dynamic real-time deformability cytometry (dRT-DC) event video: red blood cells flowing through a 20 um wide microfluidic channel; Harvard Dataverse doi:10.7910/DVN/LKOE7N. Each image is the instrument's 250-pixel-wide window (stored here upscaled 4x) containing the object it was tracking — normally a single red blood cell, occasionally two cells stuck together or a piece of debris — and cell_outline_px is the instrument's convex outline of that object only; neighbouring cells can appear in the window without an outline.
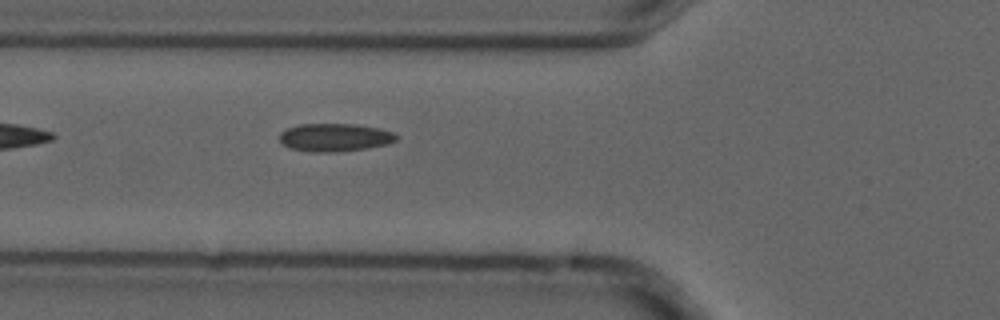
{"species": "common noctule bat (a hibernating species)", "species_latin": "Nyctalus noctula", "temperature_condition": "cold", "stored_images_in_passage": 6, "camera_frame_rate_fps": 3000, "um_per_image_px": 0.085, "animal": {"sex": "male", "forearm_length_mm": 52.5}, "frame": {"image": 1, "passage_image": 6, "time_ms": 1.667, "image_size_px": [1000, 320], "cell_outline_px": [[400, 136], [396, 140], [388, 144], [368, 148], [336, 152], [312, 152], [292, 148], [284, 144], [280, 140], [280, 132], [288, 128], [300, 124], [356, 124], [380, 128], [392, 132]], "centroid_in_image_um": [28.5, 11.68], "position_along_channel_um": 97.3, "area_um2": 19.07}}